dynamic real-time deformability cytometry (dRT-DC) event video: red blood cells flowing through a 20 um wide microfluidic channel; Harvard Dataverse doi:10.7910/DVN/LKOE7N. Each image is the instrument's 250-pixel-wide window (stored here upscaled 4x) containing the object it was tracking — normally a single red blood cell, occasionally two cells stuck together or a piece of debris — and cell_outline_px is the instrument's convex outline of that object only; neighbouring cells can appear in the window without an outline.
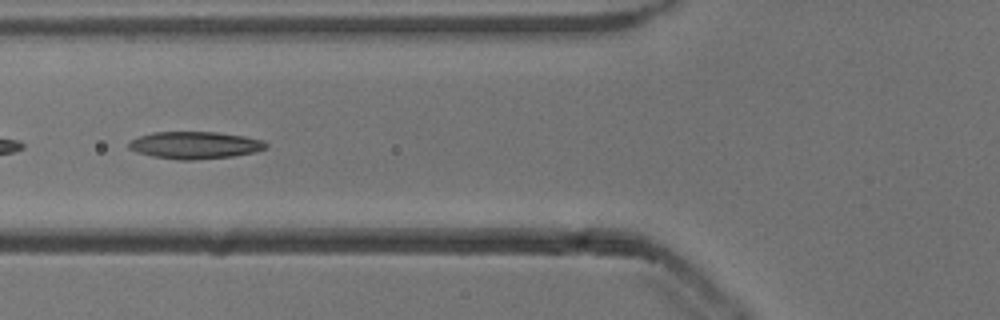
{"species": "common noctule bat (a hibernating species)", "species_latin": "Nyctalus noctula", "temperature_condition": "cold", "stored_images_in_passage": 34, "camera_frame_rate_fps": 3000, "um_per_image_px": 0.085, "animal": {"sex": "male", "body_mass_g": 13.3}, "frame": {"image": 1, "passage_image": 20, "time_ms": 6.333, "image_size_px": [1000, 320], "cell_outline_px": [[268, 148], [256, 152], [232, 156], [192, 160], [180, 160], [152, 156], [136, 152], [128, 148], [128, 144], [132, 140], [140, 136], [152, 132], [216, 132], [244, 136], [264, 140], [268, 144]], "centroid_in_image_um": [16.6, 12.34], "position_along_channel_um": 109.2, "area_um2": 21.79}}